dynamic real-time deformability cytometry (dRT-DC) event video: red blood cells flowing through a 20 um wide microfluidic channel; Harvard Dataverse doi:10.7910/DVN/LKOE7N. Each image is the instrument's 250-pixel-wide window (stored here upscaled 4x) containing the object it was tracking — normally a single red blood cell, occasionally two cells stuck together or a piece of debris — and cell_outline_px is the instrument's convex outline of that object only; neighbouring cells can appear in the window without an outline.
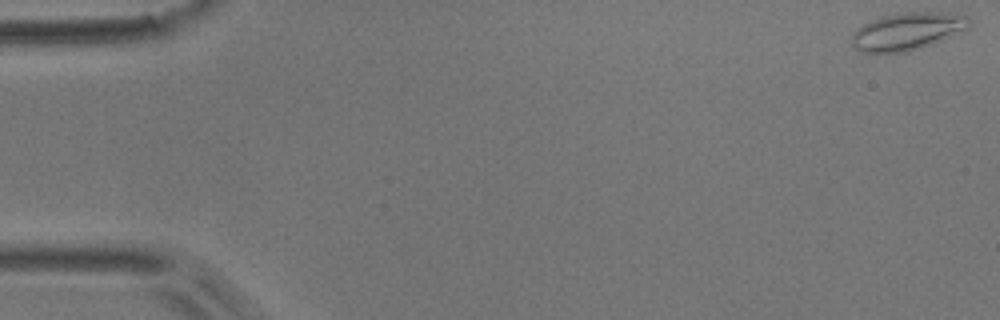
{"species": "common noctule bat (a hibernating species)", "species_latin": "Nyctalus noctula", "temperature_condition": "room temperature", "stored_images_in_passage": 55, "camera_frame_rate_fps": 3000, "um_per_image_px": 0.085, "animal": {"sex": "male", "body_mass_g": 17.9}, "frame": {"image": 1, "passage_image": 1, "time_ms": 0.0, "image_size_px": [1000, 320], "cell_outline_px": [[972, 24], [968, 28], [940, 40], [904, 52], [860, 52], [852, 44], [852, 36], [864, 24], [872, 20], [884, 16], [908, 12], [948, 12], [968, 16], [972, 20]], "centroid_in_image_um": [77.17, 2.64], "position_along_channel_um": 7.8, "area_um2": 25.03}}
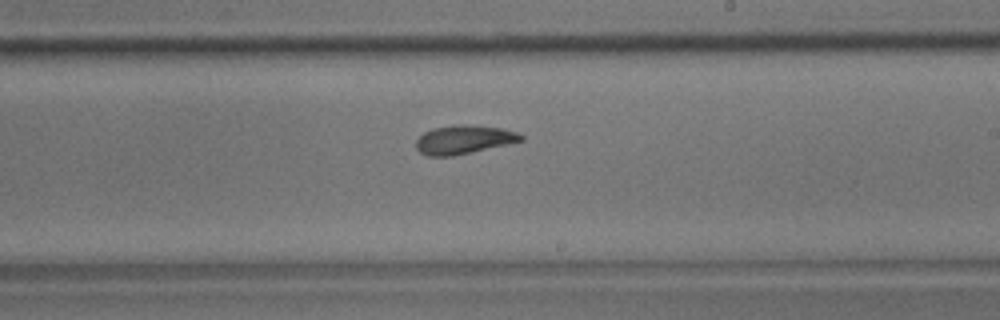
{"frame": {"image": 2, "passage_image": 32, "time_ms": 10.333, "image_size_px": [1000, 320], "cell_outline_px": [[524, 140], [508, 144], [472, 152], [452, 156], [428, 156], [420, 152], [416, 148], [416, 140], [424, 132], [432, 128], [456, 124], [464, 124], [500, 128], [516, 132], [524, 136]], "centroid_in_image_um": [39.4, 11.86], "position_along_channel_um": 249.6, "area_um2": 17.51}}
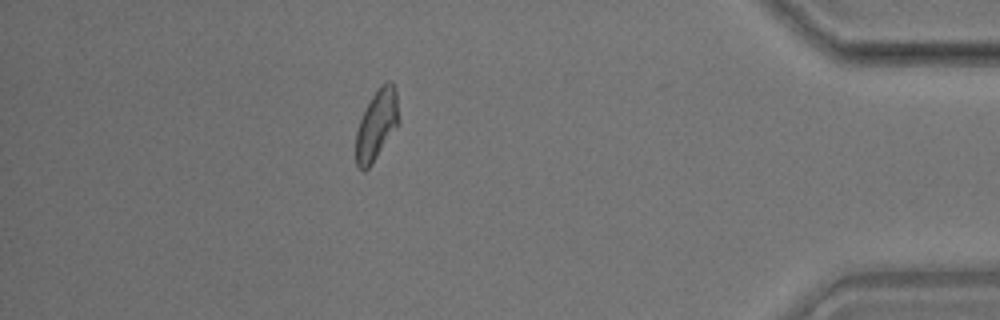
{"frame": {"image": 3, "passage_image": 48, "time_ms": 15.667, "image_size_px": [1000, 320], "cell_outline_px": [[400, 124], [372, 164], [364, 172], [356, 164], [356, 132], [360, 120], [372, 96], [380, 84], [388, 80], [392, 80], [396, 88], [400, 120]], "centroid_in_image_um": [32.06, 10.59], "position_along_channel_um": 403.1, "area_um2": 17.86}}